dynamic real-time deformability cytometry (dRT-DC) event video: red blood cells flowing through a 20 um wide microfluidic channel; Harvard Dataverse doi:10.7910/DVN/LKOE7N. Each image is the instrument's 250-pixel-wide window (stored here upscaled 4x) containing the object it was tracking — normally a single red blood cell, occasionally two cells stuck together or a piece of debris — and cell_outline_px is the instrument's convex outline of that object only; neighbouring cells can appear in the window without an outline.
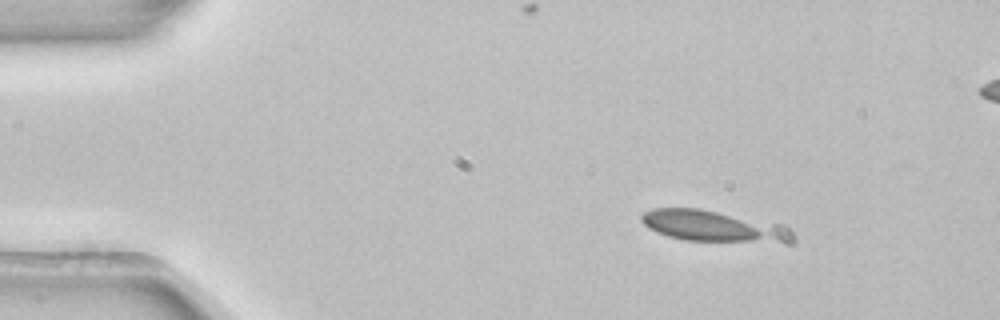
{"species": "common noctule bat (a hibernating species)", "species_latin": "Nyctalus noctula", "temperature_condition": "room temperature", "stored_images_in_passage": 4, "camera_frame_rate_fps": 3000, "um_per_image_px": 0.085, "animal": {"sex": "female", "body_mass_g": 22.7, "forearm_length_mm": 54.2}, "frame": {"image": 1, "passage_image": 1, "time_ms": 0.0, "image_size_px": [1000, 320], "cell_outline_px": [[796, 240], [792, 244], [784, 244], [684, 240], [668, 236], [656, 232], [648, 228], [640, 220], [640, 216], [644, 212], [652, 208], [700, 208], [784, 224], [792, 232]], "centroid_in_image_um": [60.76, 19.25], "position_along_channel_um": 24.2, "area_um2": 28.44}}